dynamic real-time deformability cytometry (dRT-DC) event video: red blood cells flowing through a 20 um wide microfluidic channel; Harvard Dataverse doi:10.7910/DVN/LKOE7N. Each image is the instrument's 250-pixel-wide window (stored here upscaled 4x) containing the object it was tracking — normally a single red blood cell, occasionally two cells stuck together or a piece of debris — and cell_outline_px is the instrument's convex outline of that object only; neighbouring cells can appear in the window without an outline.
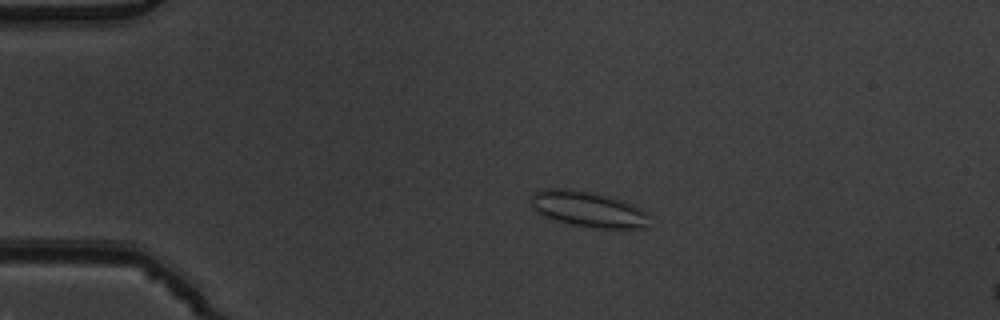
{"species": "common noctule bat (a hibernating species)", "species_latin": "Nyctalus noctula", "temperature_condition": "warm", "stored_images_in_passage": 6, "camera_frame_rate_fps": 3000, "um_per_image_px": 0.085, "animal": {"sex": "male", "body_mass_g": 19.5, "forearm_length_mm": 54.6}, "frame": {"image": 1, "passage_image": 4, "time_ms": 1.0, "image_size_px": [1000, 320], "cell_outline_px": [[648, 228], [596, 228], [572, 224], [556, 220], [544, 216], [536, 212], [532, 208], [528, 200], [528, 196], [532, 192], [544, 188], [572, 188], [596, 192], [624, 200], [648, 212]], "centroid_in_image_um": [49.93, 17.74], "position_along_channel_um": 35.1, "area_um2": 25.32}}